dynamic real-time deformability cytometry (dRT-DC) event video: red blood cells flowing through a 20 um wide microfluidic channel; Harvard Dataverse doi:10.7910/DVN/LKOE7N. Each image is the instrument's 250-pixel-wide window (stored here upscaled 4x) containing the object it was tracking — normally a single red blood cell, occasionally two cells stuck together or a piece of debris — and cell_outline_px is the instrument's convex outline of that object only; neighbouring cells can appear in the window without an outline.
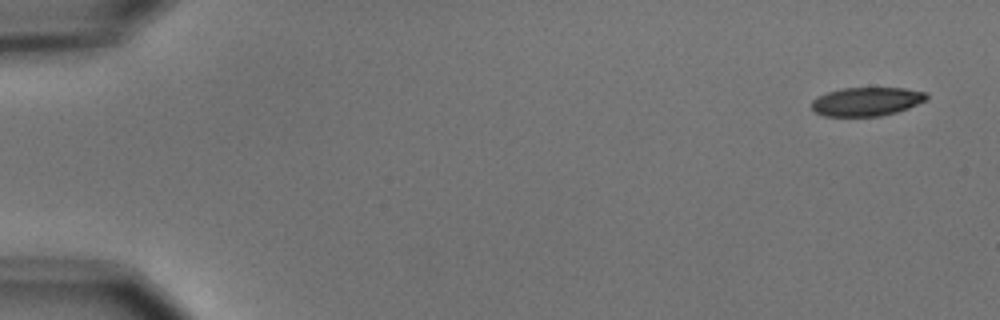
{"species": "common noctule bat (a hibernating species)", "species_latin": "Nyctalus noctula", "temperature_condition": "cold", "stored_images_in_passage": 5, "camera_frame_rate_fps": 3000, "um_per_image_px": 0.085, "animal": {"sex": "male", "body_mass_g": 15.6}, "frame": {"image": 1, "passage_image": 1, "time_ms": 0.0, "image_size_px": [1000, 320], "cell_outline_px": [[928, 100], [908, 108], [896, 112], [880, 116], [824, 116], [816, 112], [812, 108], [812, 100], [816, 96], [840, 88], [904, 88], [928, 92]], "centroid_in_image_um": [73.68, 8.62], "position_along_channel_um": 11.3, "area_um2": 19.36}}
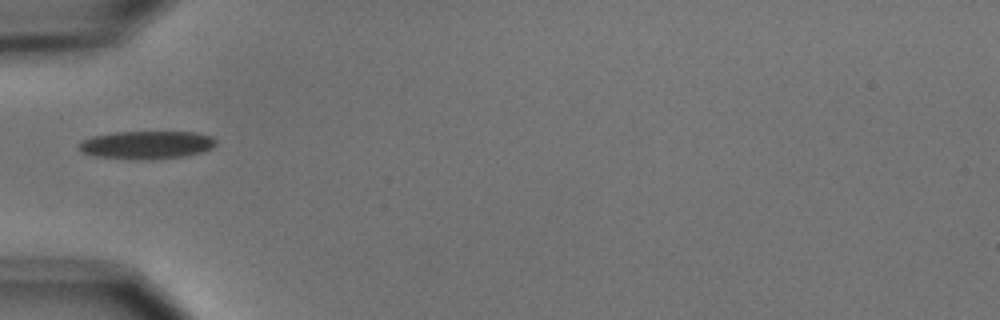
{"frame": {"image": 2, "passage_image": 5, "time_ms": 5.333, "image_size_px": [1000, 320], "cell_outline_px": [[216, 144], [212, 148], [204, 152], [184, 156], [152, 160], [92, 156], [84, 152], [80, 148], [80, 144], [84, 140], [92, 136], [116, 132], [196, 132], [212, 136], [216, 140]], "centroid_in_image_um": [12.54, 12.31], "position_along_channel_um": 72.5, "area_um2": 22.31}}